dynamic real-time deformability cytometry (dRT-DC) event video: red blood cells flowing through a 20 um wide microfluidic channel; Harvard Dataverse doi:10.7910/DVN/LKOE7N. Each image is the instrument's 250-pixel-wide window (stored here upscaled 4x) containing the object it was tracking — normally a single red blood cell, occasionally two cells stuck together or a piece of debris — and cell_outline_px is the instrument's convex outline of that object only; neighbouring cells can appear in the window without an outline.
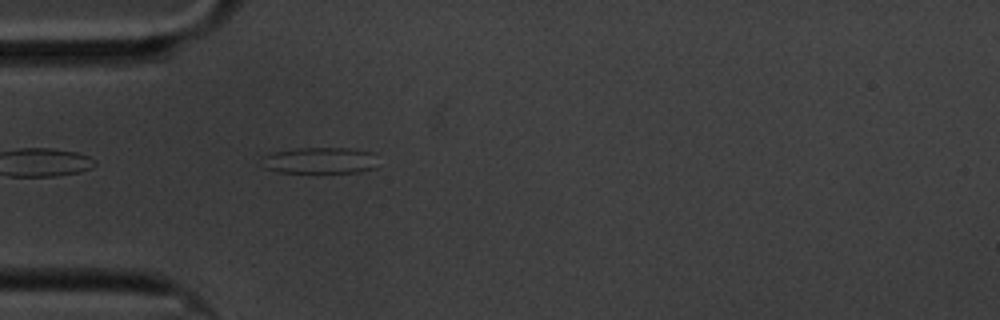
{"species": "common noctule bat (a hibernating species)", "species_latin": "Nyctalus noctula", "temperature_condition": "cold", "stored_images_in_passage": 42, "camera_frame_rate_fps": 3000, "um_per_image_px": 0.085, "animal": {"sex": "male", "body_mass_g": 20.1, "forearm_length_mm": 53.5}, "frame": {"image": 1, "passage_image": 2, "time_ms": 0.333, "image_size_px": [1000, 320], "cell_outline_px": [[376, 168], [360, 172], [280, 172], [264, 168], [260, 156], [272, 152], [296, 148], [352, 148], [376, 152]], "centroid_in_image_um": [27.21, 13.62], "position_along_channel_um": 57.8, "area_um2": 18.15}}
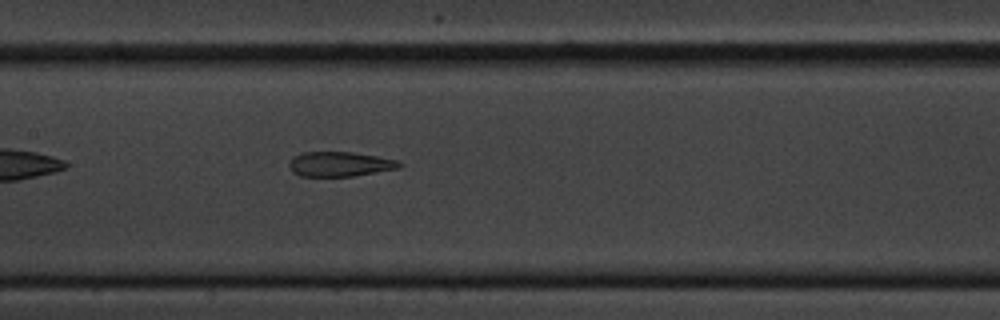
{"frame": {"image": 2, "passage_image": 13, "time_ms": 4.0, "image_size_px": [1000, 320], "cell_outline_px": [[404, 164], [400, 168], [352, 176], [300, 176], [292, 172], [288, 164], [292, 156], [300, 152], [352, 152], [376, 156], [396, 160]], "centroid_in_image_um": [28.85, 13.94], "position_along_channel_um": 178.6, "area_um2": 15.95}}
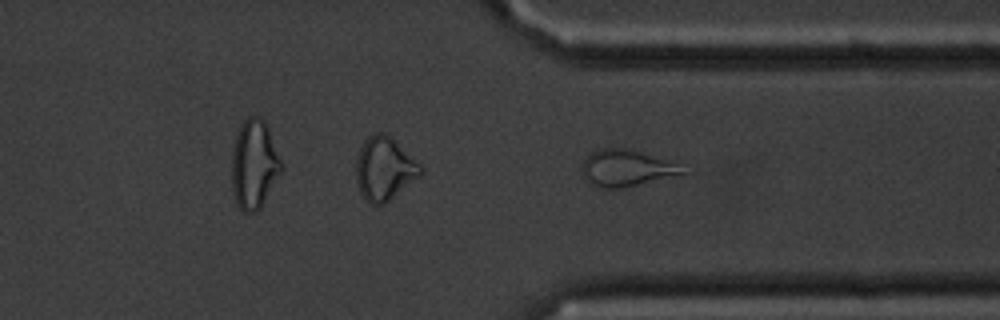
{"frame": {"image": 3, "passage_image": 29, "time_ms": 9.333, "image_size_px": [1000, 320], "cell_outline_px": [[688, 172], [620, 188], [604, 188], [588, 184], [580, 168], [584, 160], [592, 152], [604, 148], [624, 148], [676, 164]], "centroid_in_image_um": [53.13, 14.31], "position_along_channel_um": 358.3, "area_um2": 20.52}, "authors_computed_cell_mechanics": {"area_um2": 17.0799, "velocity_mm_per_s": 3.3712, "shape_relaxation_time_tau1_ms": null, "shape_relaxation_time_tau2_ms": 1.9075, "deformation_change_tau1": null, "deformation_change_tau2": 0.1033}}